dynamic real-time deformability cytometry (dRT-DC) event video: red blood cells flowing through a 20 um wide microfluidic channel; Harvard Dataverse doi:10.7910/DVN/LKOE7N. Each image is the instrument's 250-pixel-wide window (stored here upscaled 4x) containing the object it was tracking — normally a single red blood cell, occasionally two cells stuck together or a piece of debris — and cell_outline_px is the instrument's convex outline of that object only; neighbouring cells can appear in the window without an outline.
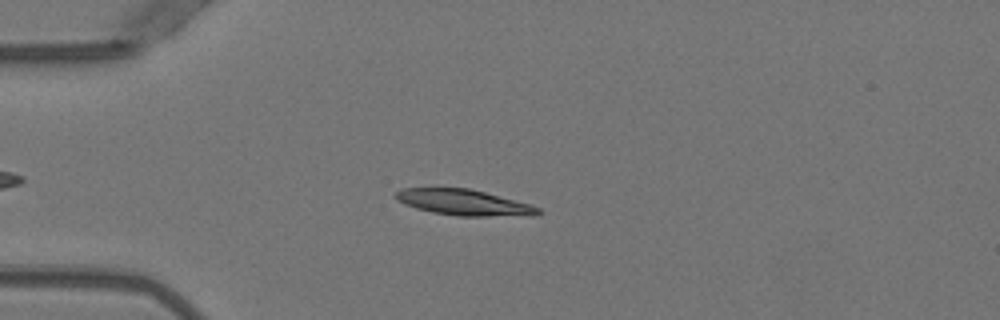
{"species": "Egyptian fruit bat (a non-hibernating species)", "species_latin": "Rousettus aegyptiacus", "temperature_condition": "warm", "stored_images_in_passage": 37, "camera_frame_rate_fps": 3000, "um_per_image_px": 0.085, "animal": {"sex": "female"}, "frame": {"image": 1, "passage_image": 9, "time_ms": 2.667, "image_size_px": [1000, 320], "cell_outline_px": [[544, 212], [540, 216], [456, 216], [432, 212], [416, 208], [404, 204], [396, 200], [392, 196], [400, 188], [468, 188], [532, 204], [540, 208]], "centroid_in_image_um": [39.48, 17.22], "position_along_channel_um": 45.5, "area_um2": 21.85}}
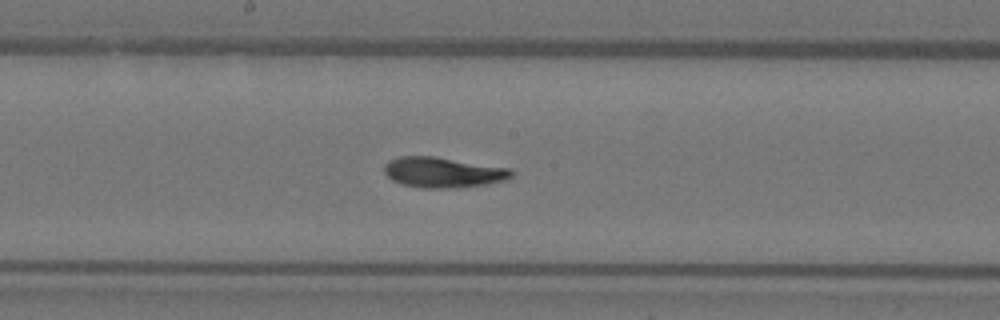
{"frame": {"image": 2, "passage_image": 23, "time_ms": 7.333, "image_size_px": [1000, 320], "cell_outline_px": [[516, 172], [512, 176], [504, 180], [484, 184], [456, 188], [424, 188], [400, 184], [392, 180], [384, 172], [384, 164], [388, 160], [400, 156], [436, 156], [512, 168]], "centroid_in_image_um": [37.66, 14.64], "position_along_channel_um": 210.5, "area_um2": 22.83}}
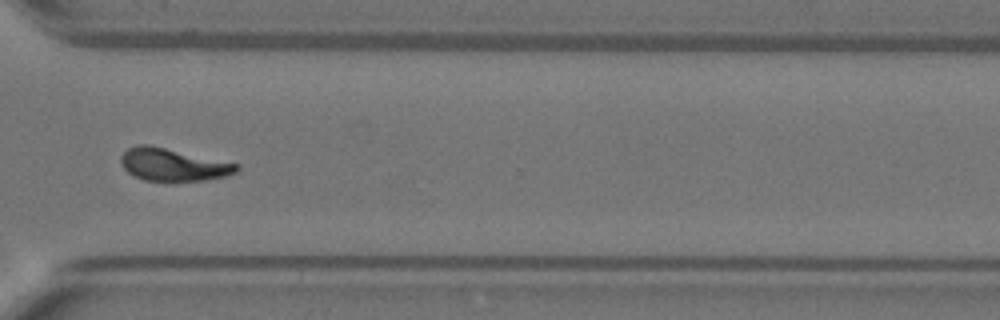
{"frame": {"image": 3, "passage_image": 34, "time_ms": 11.0, "image_size_px": [1000, 320], "cell_outline_px": [[240, 168], [236, 172], [224, 176], [204, 180], [144, 180], [128, 172], [120, 164], [120, 156], [128, 148], [136, 144], [148, 144], [240, 164]], "centroid_in_image_um": [14.69, 13.97], "position_along_channel_um": 355.9, "area_um2": 21.73}, "authors_computed_cell_mechanics": {"area_um2": 21.5594, "velocity_mm_per_s": 3.9798, "shape_relaxation_time_tau1_ms": 4.8704, "shape_relaxation_time_tau2_ms": 2.3218, "deformation_change_tau1": 0.2038, "deformation_change_tau2": 0.0885}}